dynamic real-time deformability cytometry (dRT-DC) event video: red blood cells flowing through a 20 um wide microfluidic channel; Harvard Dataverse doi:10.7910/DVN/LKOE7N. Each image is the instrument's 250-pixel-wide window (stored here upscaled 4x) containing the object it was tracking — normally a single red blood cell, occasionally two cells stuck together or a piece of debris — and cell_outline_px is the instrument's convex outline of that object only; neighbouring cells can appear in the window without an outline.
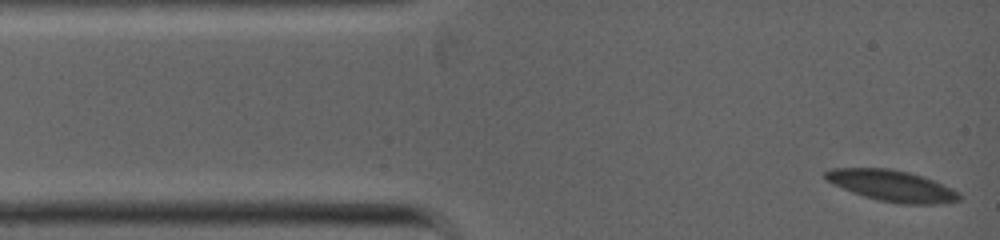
{"species": "common noctule bat (a hibernating species)", "species_latin": "Nyctalus noctula", "temperature_condition": "warm", "stored_images_in_passage": 6, "camera_frame_rate_fps": 5000, "um_per_image_px": 0.085, "animal": {"sex": "female", "body_mass_g": 19.0, "forearm_length_mm": 53.3}, "frame": {"image": 1, "passage_image": 1, "time_ms": 0.0, "image_size_px": [1000, 240], "cell_outline_px": [[960, 200], [944, 204], [904, 204], [880, 200], [864, 196], [852, 192], [832, 184], [824, 180], [824, 172], [832, 168], [888, 168], [908, 172], [932, 180], [952, 188], [960, 192]], "centroid_in_image_um": [75.8, 15.79], "position_along_channel_um": 9.2, "area_um2": 24.28}}